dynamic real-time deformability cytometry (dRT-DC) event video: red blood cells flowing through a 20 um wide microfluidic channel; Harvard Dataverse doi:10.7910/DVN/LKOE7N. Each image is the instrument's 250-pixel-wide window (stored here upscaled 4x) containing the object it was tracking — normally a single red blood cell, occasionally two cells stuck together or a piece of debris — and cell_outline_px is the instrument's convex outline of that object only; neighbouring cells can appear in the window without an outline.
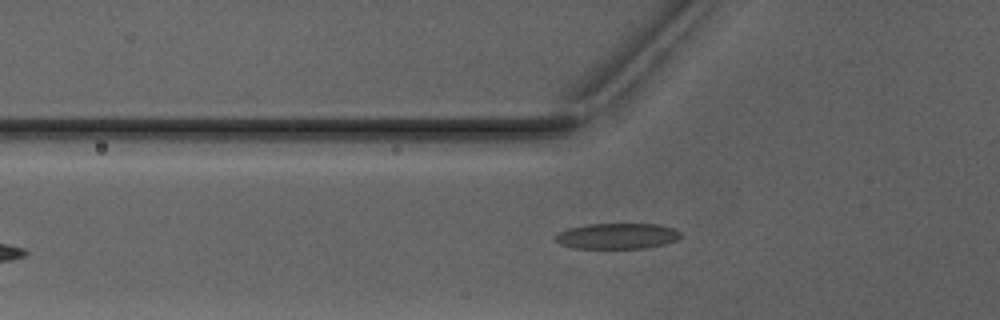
{"species": "Egyptian fruit bat (a non-hibernating species)", "species_latin": "Rousettus aegyptiacus", "temperature_condition": "warm", "stored_images_in_passage": 2, "camera_frame_rate_fps": 3000, "um_per_image_px": 0.085, "animal": {"sex": "male"}, "frame": {"image": 1, "passage_image": 2, "time_ms": 1.333, "image_size_px": [1000, 320], "cell_outline_px": [[680, 236], [676, 240], [664, 244], [644, 248], [572, 248], [560, 244], [552, 240], [560, 232], [568, 228], [588, 224], [656, 224], [672, 228], [680, 232]], "centroid_in_image_um": [52.41, 20.06], "position_along_channel_um": 73.4, "area_um2": 18.67}}